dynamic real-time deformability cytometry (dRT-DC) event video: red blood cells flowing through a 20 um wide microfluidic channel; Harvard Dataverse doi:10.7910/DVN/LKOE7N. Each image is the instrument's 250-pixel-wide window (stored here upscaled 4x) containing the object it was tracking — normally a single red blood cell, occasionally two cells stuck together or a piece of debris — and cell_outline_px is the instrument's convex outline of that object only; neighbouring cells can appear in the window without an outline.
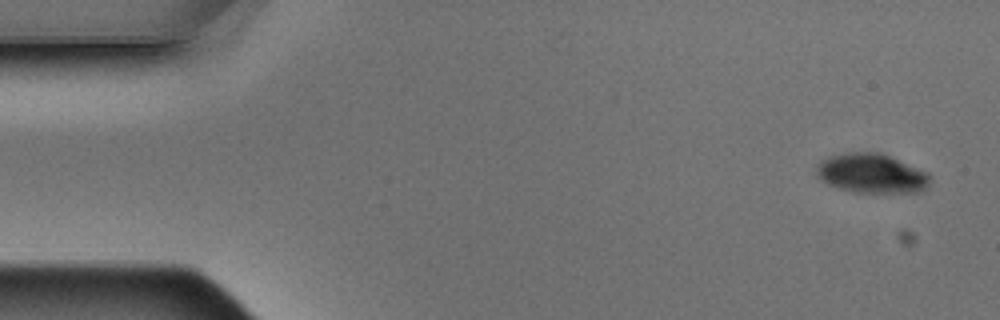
{"species": "Egyptian fruit bat (a non-hibernating species)", "species_latin": "Rousettus aegyptiacus", "temperature_condition": "warm", "stored_images_in_passage": 4, "camera_frame_rate_fps": 3000, "um_per_image_px": 0.085, "animal": {"sex": "male"}, "frame": {"image": 1, "passage_image": 1, "time_ms": 0.0, "image_size_px": [1000, 320], "cell_outline_px": [[932, 176], [928, 188], [920, 192], [852, 192], [828, 184], [820, 180], [816, 176], [816, 164], [820, 160], [828, 156], [848, 152], [880, 152], [928, 172]], "centroid_in_image_um": [74.08, 14.73], "position_along_channel_um": 10.9, "area_um2": 26.41}}